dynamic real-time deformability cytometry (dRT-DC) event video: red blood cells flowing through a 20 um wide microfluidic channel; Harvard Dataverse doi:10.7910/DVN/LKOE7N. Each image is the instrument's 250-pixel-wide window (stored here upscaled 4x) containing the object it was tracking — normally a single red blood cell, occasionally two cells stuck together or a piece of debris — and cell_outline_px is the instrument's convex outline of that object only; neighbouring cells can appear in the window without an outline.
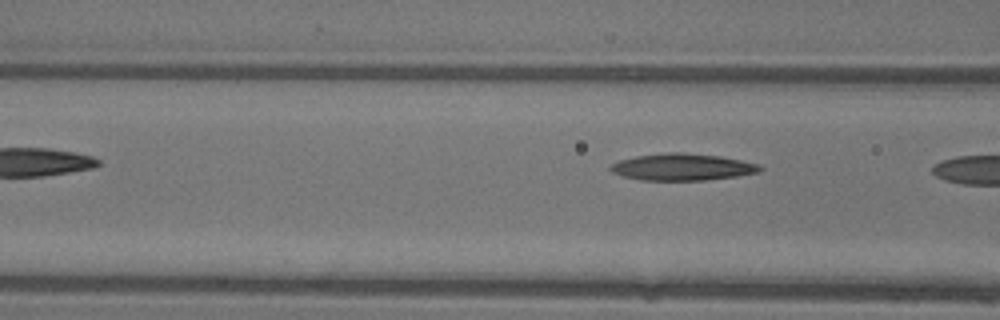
{"species": "common noctule bat (a hibernating species)", "species_latin": "Nyctalus noctula", "temperature_condition": "warm", "stored_images_in_passage": 4, "camera_frame_rate_fps": 3000, "um_per_image_px": 0.085, "animal": {"sex": "female"}, "frame": {"image": 1, "passage_image": 3, "time_ms": 0.667, "image_size_px": [1000, 320], "cell_outline_px": [[764, 168], [760, 172], [736, 176], [704, 180], [640, 180], [624, 176], [612, 172], [608, 168], [612, 164], [620, 160], [636, 156], [668, 152], [680, 152], [720, 156], [760, 164]], "centroid_in_image_um": [58.02, 14.19], "position_along_channel_um": 108.6, "area_um2": 23.29}}